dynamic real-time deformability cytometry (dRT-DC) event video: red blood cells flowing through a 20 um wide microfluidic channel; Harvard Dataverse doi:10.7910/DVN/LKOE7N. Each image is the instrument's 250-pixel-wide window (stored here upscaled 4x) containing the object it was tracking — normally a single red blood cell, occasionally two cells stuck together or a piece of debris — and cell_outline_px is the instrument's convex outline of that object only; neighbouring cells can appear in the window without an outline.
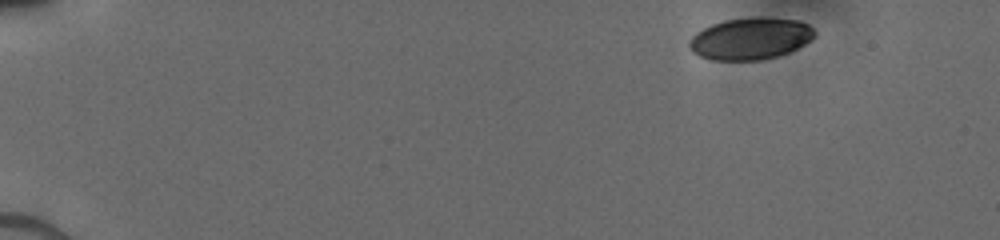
{"species": "human", "species_latin": "Homo sapiens", "temperature_condition": "cold", "stored_images_in_passage": 16, "camera_frame_rate_fps": 3000, "um_per_image_px": 0.085, "donor": {"sex": "male"}, "frame": {"image": 1, "passage_image": 1, "time_ms": 0.0, "image_size_px": [1000, 240], "cell_outline_px": [[816, 36], [812, 40], [788, 52], [776, 56], [760, 60], [712, 60], [700, 56], [692, 52], [688, 48], [688, 40], [696, 32], [712, 24], [724, 20], [800, 20], [808, 24], [816, 32]], "centroid_in_image_um": [63.75, 3.33], "position_along_channel_um": 21.3, "area_um2": 29.77}}
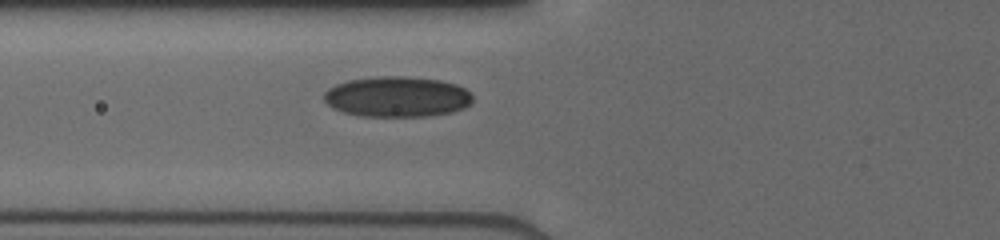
{"frame": {"image": 2, "passage_image": 9, "time_ms": 5.0, "image_size_px": [1000, 240], "cell_outline_px": [[472, 100], [464, 108], [452, 112], [424, 116], [360, 116], [344, 112], [332, 108], [324, 100], [324, 92], [328, 88], [336, 84], [348, 80], [376, 76], [408, 76], [440, 80], [456, 84], [464, 88], [472, 96]], "centroid_in_image_um": [33.72, 8.21], "position_along_channel_um": 92.1, "area_um2": 35.14}}
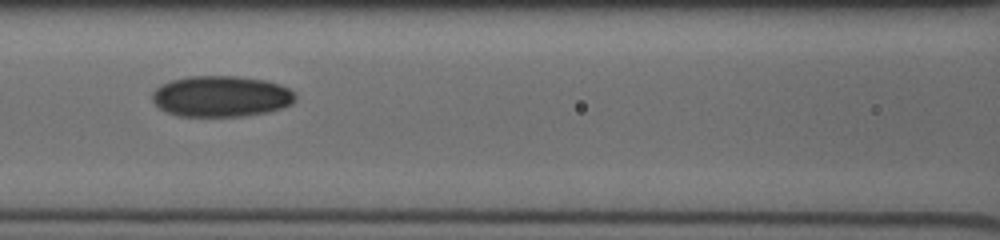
{"frame": {"image": 3, "passage_image": 13, "time_ms": 6.333, "image_size_px": [1000, 240], "cell_outline_px": [[296, 100], [292, 104], [268, 112], [244, 116], [176, 116], [160, 108], [152, 100], [152, 92], [160, 84], [172, 80], [188, 76], [236, 76], [264, 80], [280, 84], [296, 92]], "centroid_in_image_um": [18.81, 8.18], "position_along_channel_um": 147.8, "area_um2": 34.39}}